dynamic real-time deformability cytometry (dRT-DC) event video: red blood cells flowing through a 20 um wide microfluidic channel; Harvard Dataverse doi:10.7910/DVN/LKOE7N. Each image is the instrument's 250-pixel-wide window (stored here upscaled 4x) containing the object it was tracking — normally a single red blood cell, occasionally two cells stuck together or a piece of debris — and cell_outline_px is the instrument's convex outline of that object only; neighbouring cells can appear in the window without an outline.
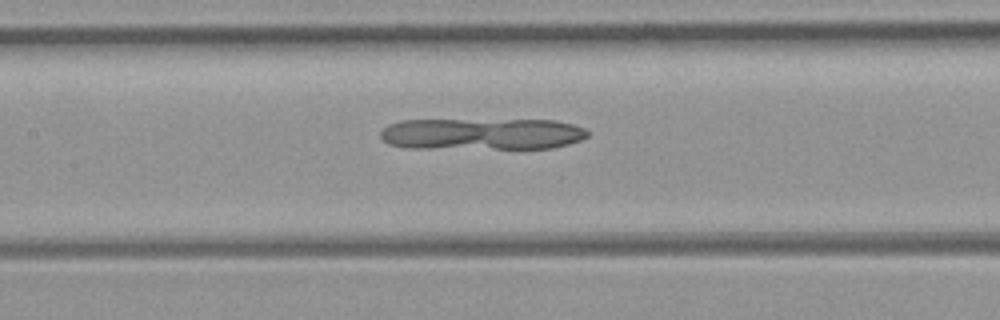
{"species": "common noctule bat (a hibernating species)", "species_latin": "Nyctalus noctula", "temperature_condition": "room temperature", "stored_images_in_passage": 52, "camera_frame_rate_fps": 3000, "um_per_image_px": 0.085, "animal": {"sex": "female", "body_mass_g": 21.9}, "frame": {"image": 1, "passage_image": 24, "time_ms": 7.667, "image_size_px": [1000, 320], "cell_outline_px": [[588, 136], [580, 140], [568, 144], [552, 148], [404, 148], [388, 144], [380, 136], [380, 132], [388, 124], [400, 120], [556, 120], [572, 124], [584, 128], [588, 132]], "centroid_in_image_um": [40.94, 11.38], "position_along_channel_um": 166.5, "area_um2": 38.38}}